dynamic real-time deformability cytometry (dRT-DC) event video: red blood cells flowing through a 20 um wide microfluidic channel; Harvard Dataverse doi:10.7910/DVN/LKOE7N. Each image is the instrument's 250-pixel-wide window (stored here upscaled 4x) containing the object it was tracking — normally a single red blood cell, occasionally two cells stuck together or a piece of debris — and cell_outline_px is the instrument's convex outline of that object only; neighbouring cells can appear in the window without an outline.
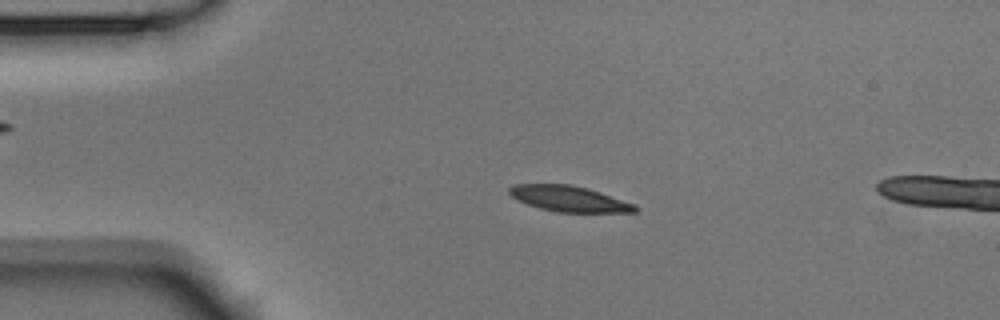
{"species": "Egyptian fruit bat (a non-hibernating species)", "species_latin": "Rousettus aegyptiacus", "temperature_condition": "room temperature", "stored_images_in_passage": 11, "camera_frame_rate_fps": 3000, "um_per_image_px": 0.085, "animal": {"sex": "male"}, "frame": {"image": 1, "passage_image": 7, "time_ms": 2.0, "image_size_px": [1000, 320], "cell_outline_px": [[640, 208], [636, 212], [556, 212], [540, 208], [516, 200], [508, 192], [508, 188], [512, 184], [572, 184], [588, 188], [636, 204]], "centroid_in_image_um": [48.38, 16.89], "position_along_channel_um": 36.6, "area_um2": 19.02}}